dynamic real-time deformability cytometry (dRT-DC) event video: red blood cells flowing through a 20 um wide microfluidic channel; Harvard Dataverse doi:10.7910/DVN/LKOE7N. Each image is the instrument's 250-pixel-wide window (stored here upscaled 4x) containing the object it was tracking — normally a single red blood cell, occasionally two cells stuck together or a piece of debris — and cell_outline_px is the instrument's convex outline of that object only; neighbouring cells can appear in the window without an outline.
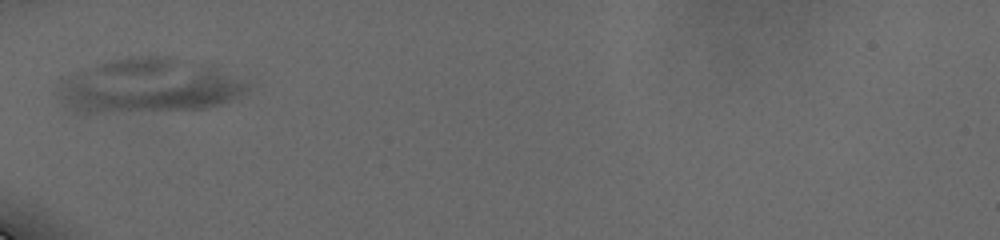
{"species": "human", "species_latin": "Homo sapiens", "temperature_condition": "cold", "stored_images_in_passage": 22, "camera_frame_rate_fps": 3000, "um_per_image_px": 0.085, "donor": {"sex": "male"}, "frame": {"image": 1, "passage_image": 1, "time_ms": 0.0, "image_size_px": [1000, 240], "cell_outline_px": [[252, 84], [244, 92], [220, 104], [204, 108], [88, 116], [76, 116], [64, 112], [56, 96], [56, 80], [64, 76], [84, 68], [108, 60], [132, 56], [156, 56], [216, 64]], "centroid_in_image_um": [12.44, 7.35], "position_along_channel_um": 72.6, "area_um2": 63.12}}
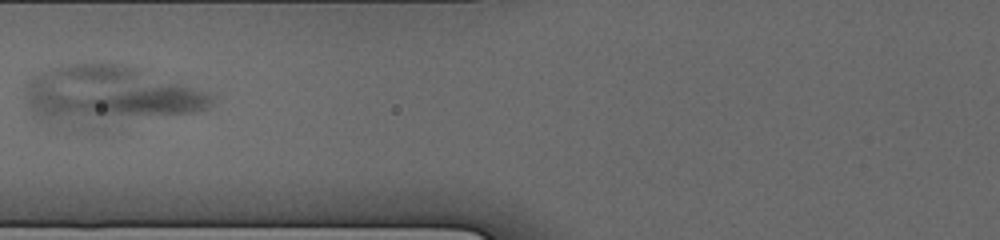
{"frame": {"image": 2, "passage_image": 4, "time_ms": 1.333, "image_size_px": [1000, 240], "cell_outline_px": [[220, 96], [216, 104], [208, 108], [196, 112], [92, 136], [76, 132], [36, 120], [32, 116], [24, 104], [24, 84], [28, 80], [52, 68], [68, 64], [128, 64], [216, 92]], "centroid_in_image_um": [9.36, 8.29], "position_along_channel_um": 116.4, "area_um2": 70.52}}
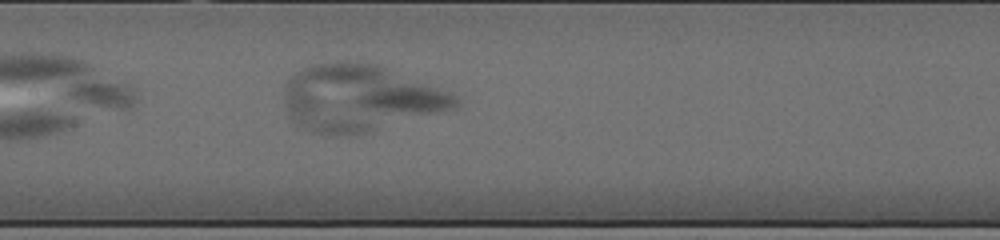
{"frame": {"image": 3, "passage_image": 8, "time_ms": 3.0, "image_size_px": [1000, 240], "cell_outline_px": [[460, 108], [372, 132], [348, 136], [324, 136], [312, 132], [296, 124], [288, 116], [284, 100], [284, 92], [288, 80], [296, 72], [304, 68], [316, 64], [336, 60], [356, 60], [376, 64], [452, 92], [460, 96]], "centroid_in_image_um": [30.64, 8.36], "position_along_channel_um": 176.8, "area_um2": 68.09}}